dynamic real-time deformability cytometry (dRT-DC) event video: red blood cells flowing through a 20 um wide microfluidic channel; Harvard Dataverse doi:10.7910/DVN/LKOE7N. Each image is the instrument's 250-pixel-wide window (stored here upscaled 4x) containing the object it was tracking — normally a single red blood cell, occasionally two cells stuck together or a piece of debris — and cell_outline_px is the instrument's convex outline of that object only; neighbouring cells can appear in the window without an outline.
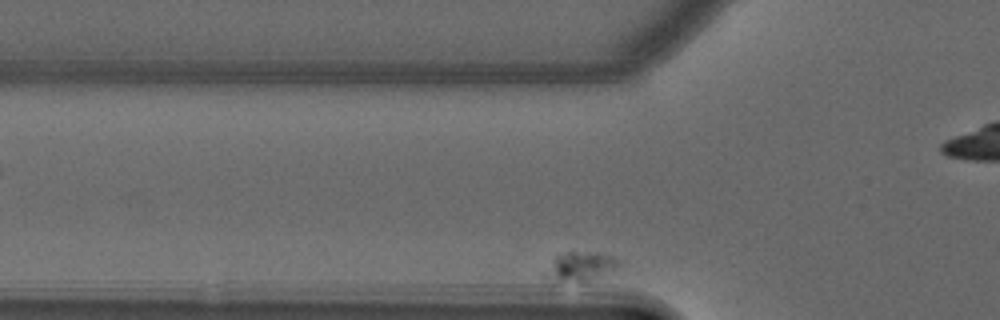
{"species": "common noctule bat (a hibernating species)", "species_latin": "Nyctalus noctula", "temperature_condition": "warm", "stored_images_in_passage": 44, "camera_frame_rate_fps": 3000, "um_per_image_px": 0.085, "animal": {"sex": "male", "forearm_length_mm": 52.5}, "frame": {"image": 1, "passage_image": 4, "time_ms": 1.0, "image_size_px": [1000, 320], "cell_outline_px": [[620, 264], [616, 268], [588, 280], [548, 280], [540, 276], [556, 256], [572, 248], [596, 252], [612, 256]], "centroid_in_image_um": [49.23, 22.57], "position_along_channel_um": 76.6, "area_um2": 12.48}}
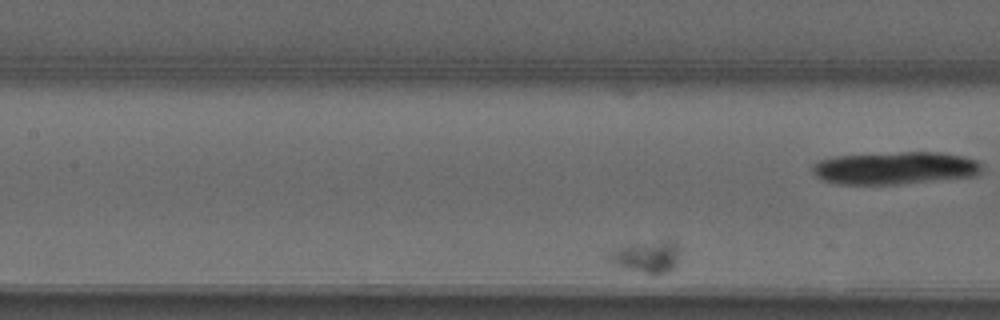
{"frame": {"image": 2, "passage_image": 13, "time_ms": 4.0, "image_size_px": [1000, 320], "cell_outline_px": [[676, 260], [672, 268], [668, 272], [644, 272], [608, 260], [604, 256], [604, 252], [632, 244], [664, 240], [672, 240], [676, 244]], "centroid_in_image_um": [54.9, 21.76], "position_along_channel_um": 152.5, "area_um2": 12.25}}
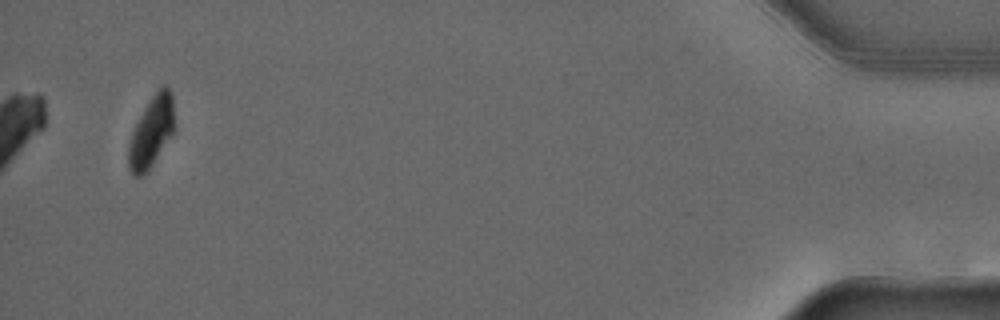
{"frame": {"image": 3, "passage_image": 44, "time_ms": 14.333, "image_size_px": [1000, 320], "cell_outline_px": [[172, 132], [148, 172], [144, 176], [132, 176], [128, 168], [128, 144], [132, 132], [144, 108], [152, 96], [164, 84], [172, 92]], "centroid_in_image_um": [12.81, 11.27], "position_along_channel_um": 422.4, "area_um2": 18.44}}